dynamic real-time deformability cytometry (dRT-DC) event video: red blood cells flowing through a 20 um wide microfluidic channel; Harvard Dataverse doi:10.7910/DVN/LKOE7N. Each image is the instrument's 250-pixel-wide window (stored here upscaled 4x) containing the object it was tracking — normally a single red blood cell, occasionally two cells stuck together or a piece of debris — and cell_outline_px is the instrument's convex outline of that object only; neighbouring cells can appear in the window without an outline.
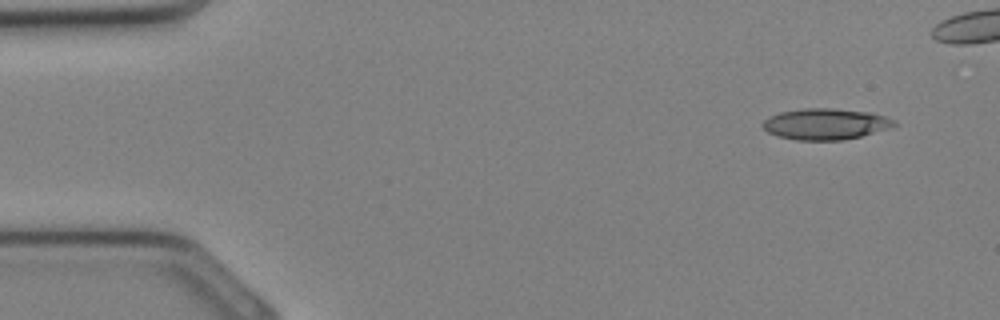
{"species": "Egyptian fruit bat (a non-hibernating species)", "species_latin": "Rousettus aegyptiacus", "temperature_condition": "cold", "stored_images_in_passage": 9, "camera_frame_rate_fps": 3000, "um_per_image_px": 0.085, "animal": {"sex": "female"}, "frame": {"image": 1, "passage_image": 1, "time_ms": 0.0, "image_size_px": [1000, 320], "cell_outline_px": [[896, 124], [892, 128], [844, 140], [796, 140], [776, 136], [768, 132], [760, 124], [768, 116], [780, 112], [804, 108], [832, 108], [872, 112], [896, 120]], "centroid_in_image_um": [70.17, 10.54], "position_along_channel_um": 14.8, "area_um2": 24.1}}